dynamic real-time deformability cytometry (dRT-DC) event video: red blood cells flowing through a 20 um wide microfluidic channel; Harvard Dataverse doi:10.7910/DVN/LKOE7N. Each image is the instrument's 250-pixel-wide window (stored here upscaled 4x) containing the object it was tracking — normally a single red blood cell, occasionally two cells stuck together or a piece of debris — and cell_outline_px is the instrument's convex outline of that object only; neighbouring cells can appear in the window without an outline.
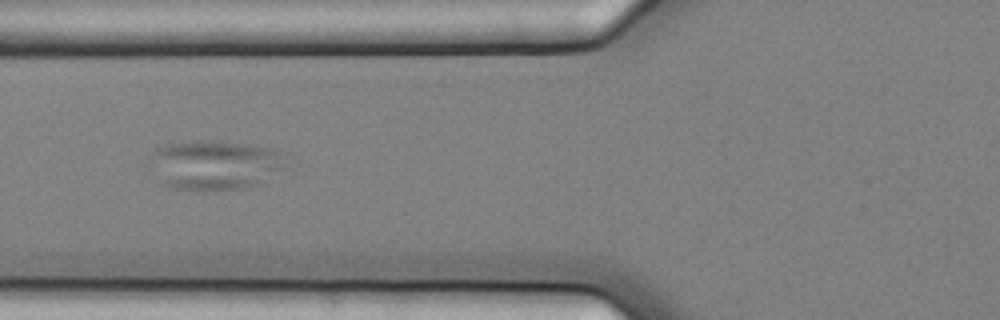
{"species": "common noctule bat (a hibernating species)", "species_latin": "Nyctalus noctula", "temperature_condition": "cold", "stored_images_in_passage": 8, "camera_frame_rate_fps": 3000, "um_per_image_px": 0.085, "animal": {"sex": "female", "body_mass_g": 25.1}, "frame": {"image": 1, "passage_image": 8, "time_ms": 2.333, "image_size_px": [1000, 320], "cell_outline_px": [[284, 156], [280, 168], [264, 184], [244, 188], [168, 188], [160, 180], [152, 156], [152, 152], [156, 148], [168, 144], [196, 140], [212, 140], [252, 144], [284, 152]], "centroid_in_image_um": [18.32, 13.98], "position_along_channel_um": 107.5, "area_um2": 38.32}}